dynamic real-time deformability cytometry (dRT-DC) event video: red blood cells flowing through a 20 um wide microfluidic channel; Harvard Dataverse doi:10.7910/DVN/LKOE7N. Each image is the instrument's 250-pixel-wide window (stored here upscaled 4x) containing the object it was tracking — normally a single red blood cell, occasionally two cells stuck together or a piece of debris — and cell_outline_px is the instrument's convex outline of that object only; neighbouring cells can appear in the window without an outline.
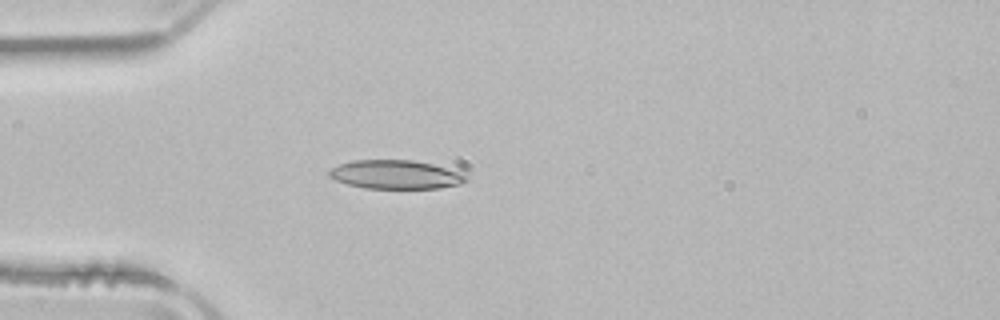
{"species": "common noctule bat (a hibernating species)", "species_latin": "Nyctalus noctula", "temperature_condition": "room temperature", "stored_images_in_passage": 38, "camera_frame_rate_fps": 3000, "um_per_image_px": 0.085, "animal": {"sex": "male", "body_mass_g": 21.5, "forearm_length_mm": 52.0}, "frame": {"image": 1, "passage_image": 1, "time_ms": 0.0, "image_size_px": [1000, 320], "cell_outline_px": [[468, 180], [460, 184], [440, 188], [364, 188], [348, 184], [336, 180], [328, 176], [328, 172], [332, 168], [340, 164], [352, 160], [412, 160], [432, 164], [460, 172], [468, 176]], "centroid_in_image_um": [33.63, 14.84], "position_along_channel_um": 51.4, "area_um2": 22.83}}
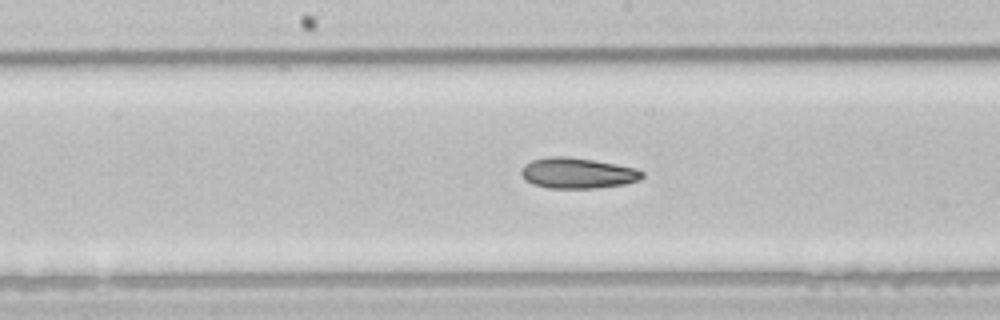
{"frame": {"image": 2, "passage_image": 13, "time_ms": 4.0, "image_size_px": [1000, 320], "cell_outline_px": [[644, 176], [640, 180], [624, 184], [596, 188], [548, 188], [532, 184], [524, 180], [520, 172], [524, 164], [532, 160], [548, 156], [568, 156], [596, 160], [636, 168], [644, 172]], "centroid_in_image_um": [49.08, 14.71], "position_along_channel_um": 199.1, "area_um2": 21.91}}
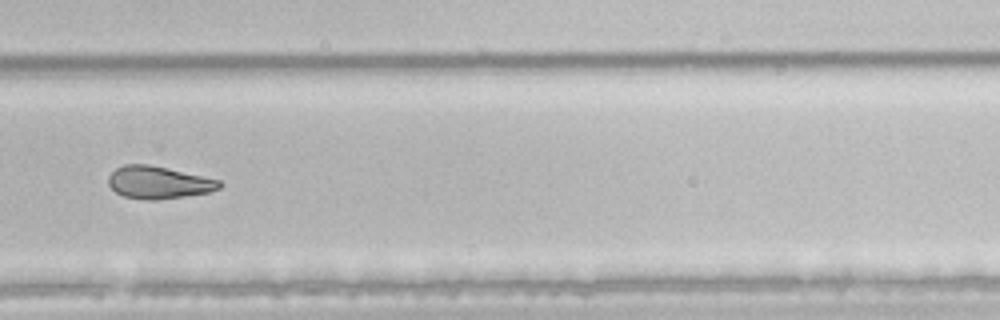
{"frame": {"image": 3, "passage_image": 22, "time_ms": 7.0, "image_size_px": [1000, 320], "cell_outline_px": [[224, 184], [220, 188], [208, 192], [184, 196], [156, 200], [148, 200], [124, 196], [116, 192], [108, 184], [108, 176], [116, 168], [124, 164], [148, 164], [220, 180]], "centroid_in_image_um": [13.46, 15.51], "position_along_channel_um": 316.3, "area_um2": 20.81}, "authors_computed_cell_mechanics": {"area_um2": 22.0796, "velocity_mm_per_s": 3.9299, "shape_relaxation_time_tau1_ms": 6.2108, "shape_relaxation_time_tau2_ms": 5.5381, "deformation_change_tau1": 0.1569, "deformation_change_tau2": 0.1256}}